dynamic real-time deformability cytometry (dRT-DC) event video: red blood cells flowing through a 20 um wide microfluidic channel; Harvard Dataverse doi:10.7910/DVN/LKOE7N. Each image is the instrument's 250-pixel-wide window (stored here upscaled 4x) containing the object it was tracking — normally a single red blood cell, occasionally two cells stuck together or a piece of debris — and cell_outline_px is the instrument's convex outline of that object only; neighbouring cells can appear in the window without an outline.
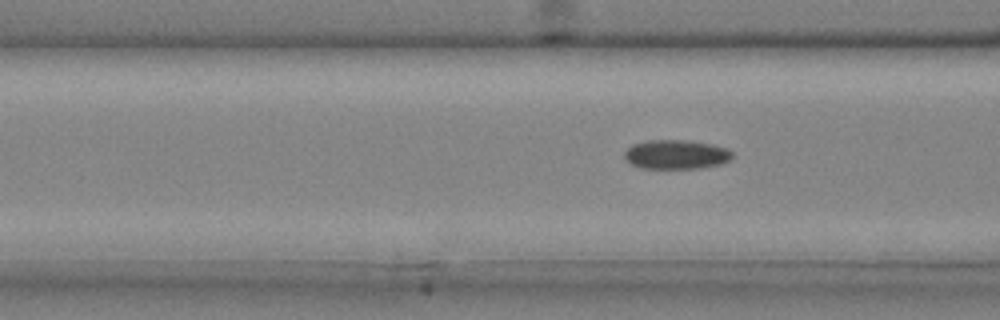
{"species": "common noctule bat (a hibernating species)", "species_latin": "Nyctalus noctula", "temperature_condition": "cold", "stored_images_in_passage": 6, "camera_frame_rate_fps": 3000, "um_per_image_px": 0.085, "animal": {"sex": "male", "body_mass_g": 20.4}, "frame": {"image": 1, "passage_image": 6, "time_ms": 1.667, "image_size_px": [1000, 320], "cell_outline_px": [[732, 156], [728, 160], [720, 164], [700, 168], [640, 168], [632, 164], [624, 156], [624, 152], [632, 144], [648, 140], [688, 140], [712, 144], [728, 148], [732, 152]], "centroid_in_image_um": [57.47, 13.12], "position_along_channel_um": 109.1, "area_um2": 18.32}}